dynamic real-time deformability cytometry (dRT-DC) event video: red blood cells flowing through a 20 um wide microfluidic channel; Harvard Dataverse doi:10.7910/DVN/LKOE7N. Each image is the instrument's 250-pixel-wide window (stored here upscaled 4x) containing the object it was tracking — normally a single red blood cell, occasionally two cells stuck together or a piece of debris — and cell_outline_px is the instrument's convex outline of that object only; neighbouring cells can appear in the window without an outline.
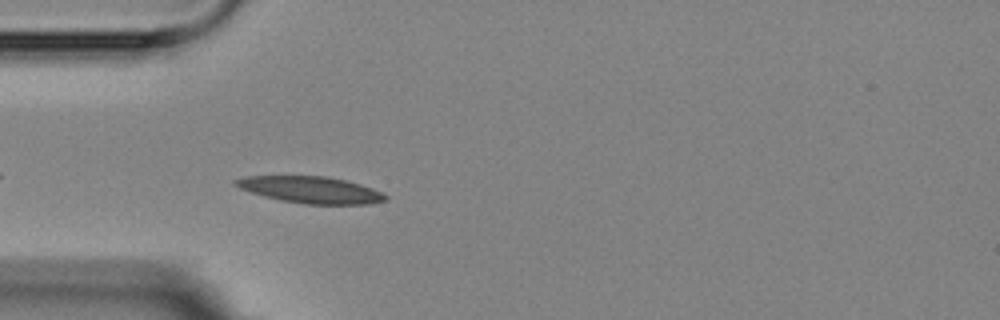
{"species": "Egyptian fruit bat (a non-hibernating species)", "species_latin": "Rousettus aegyptiacus", "temperature_condition": "room temperature", "stored_images_in_passage": 4, "camera_frame_rate_fps": 3000, "um_per_image_px": 0.085, "animal": {"sex": "female"}, "frame": {"image": 1, "passage_image": 4, "time_ms": 3.333, "image_size_px": [1000, 320], "cell_outline_px": [[388, 200], [368, 204], [304, 204], [280, 200], [264, 196], [240, 188], [232, 184], [232, 180], [248, 176], [324, 176], [344, 180], [360, 184], [372, 188], [388, 196]], "centroid_in_image_um": [26.4, 16.13], "position_along_channel_um": 58.6, "area_um2": 23.18}}